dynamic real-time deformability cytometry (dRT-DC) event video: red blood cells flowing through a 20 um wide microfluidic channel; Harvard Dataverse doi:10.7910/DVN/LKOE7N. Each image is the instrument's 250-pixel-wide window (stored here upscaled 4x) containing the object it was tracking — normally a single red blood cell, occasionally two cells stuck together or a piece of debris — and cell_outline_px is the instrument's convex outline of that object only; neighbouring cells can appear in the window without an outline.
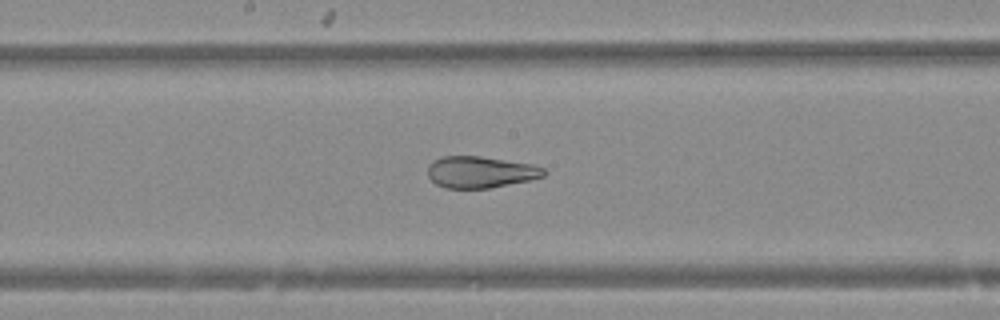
{"species": "Egyptian fruit bat (a non-hibernating species)", "species_latin": "Rousettus aegyptiacus", "temperature_condition": "warm", "stored_images_in_passage": 41, "camera_frame_rate_fps": 3000, "um_per_image_px": 0.085, "animal": {"sex": "female"}, "frame": {"image": 1, "passage_image": 17, "time_ms": 5.333, "image_size_px": [1000, 320], "cell_outline_px": [[548, 172], [544, 176], [528, 180], [488, 188], [444, 188], [436, 184], [428, 176], [428, 164], [432, 160], [440, 156], [480, 156], [532, 164], [544, 168]], "centroid_in_image_um": [40.81, 14.61], "position_along_channel_um": 207.4, "area_um2": 21.39}}
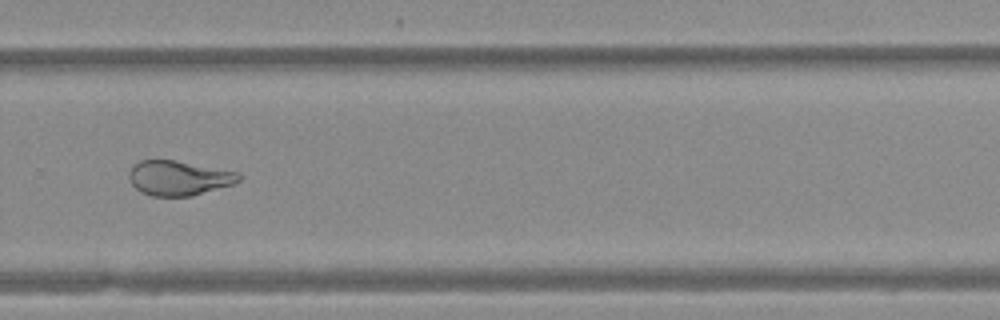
{"frame": {"image": 2, "passage_image": 25, "time_ms": 8.0, "image_size_px": [1000, 320], "cell_outline_px": [[240, 180], [236, 184], [192, 196], [152, 196], [140, 192], [132, 184], [128, 176], [128, 172], [132, 164], [140, 160], [176, 160], [240, 172]], "centroid_in_image_um": [15.2, 15.13], "position_along_channel_um": 314.6, "area_um2": 22.6}}
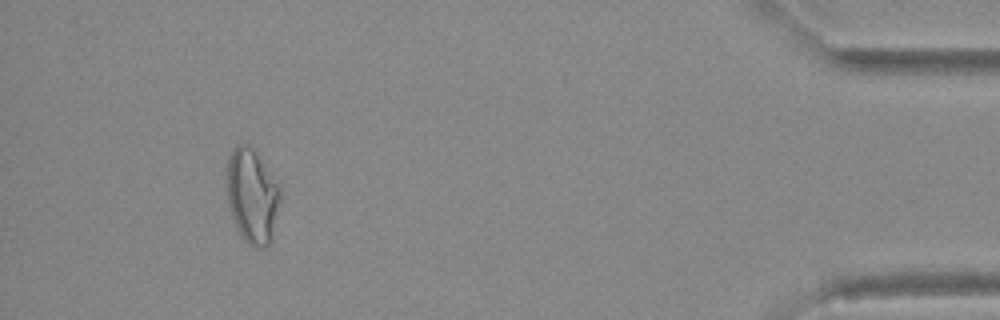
{"frame": {"image": 3, "passage_image": 37, "time_ms": 12.0, "image_size_px": [1000, 320], "cell_outline_px": [[280, 200], [272, 240], [264, 248], [260, 248], [248, 244], [240, 236], [232, 216], [228, 204], [228, 156], [232, 148], [236, 144], [248, 144], [264, 160], [280, 192]], "centroid_in_image_um": [21.43, 16.65], "position_along_channel_um": 413.8, "area_um2": 29.3}}